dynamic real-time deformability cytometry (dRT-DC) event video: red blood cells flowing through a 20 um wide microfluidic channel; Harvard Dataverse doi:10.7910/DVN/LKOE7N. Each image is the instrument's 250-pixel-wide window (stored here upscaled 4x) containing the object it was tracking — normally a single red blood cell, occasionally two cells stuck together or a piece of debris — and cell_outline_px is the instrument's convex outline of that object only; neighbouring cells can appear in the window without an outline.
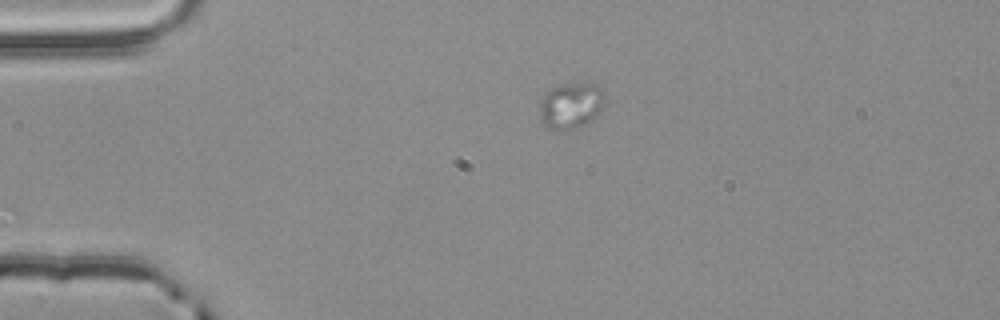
{"species": "common noctule bat (a hibernating species)", "species_latin": "Nyctalus noctula", "temperature_condition": "room temperature", "stored_images_in_passage": 5, "camera_frame_rate_fps": 3000, "um_per_image_px": 0.085, "animal": {"sex": "male", "body_mass_g": 20.4}, "frame": {"image": 1, "passage_image": 5, "time_ms": 1.333, "image_size_px": [1000, 320], "cell_outline_px": [[608, 100], [604, 108], [596, 116], [584, 124], [576, 128], [556, 132], [552, 132], [540, 120], [540, 100], [552, 88], [560, 84], [600, 84]], "centroid_in_image_um": [48.57, 8.99], "position_along_channel_um": 36.4, "area_um2": 17.98}}